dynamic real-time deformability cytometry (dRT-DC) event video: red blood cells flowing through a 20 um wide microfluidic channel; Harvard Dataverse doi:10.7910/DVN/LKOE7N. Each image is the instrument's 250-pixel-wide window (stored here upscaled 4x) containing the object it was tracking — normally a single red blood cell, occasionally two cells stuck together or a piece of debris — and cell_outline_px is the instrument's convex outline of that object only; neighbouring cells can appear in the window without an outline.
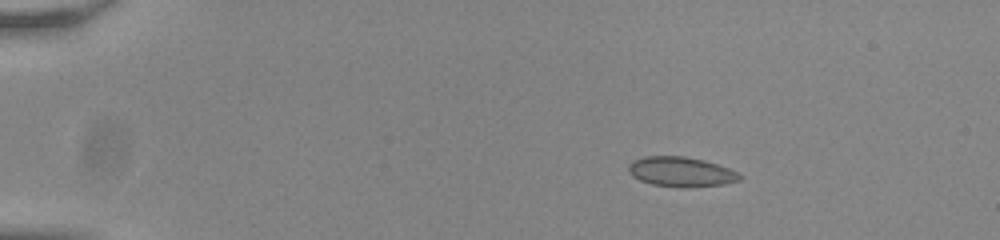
{"species": "common noctule bat (a hibernating species)", "species_latin": "Nyctalus noctula", "temperature_condition": "room temperature", "stored_images_in_passage": 46, "camera_frame_rate_fps": 3000, "um_per_image_px": 0.085, "animal": {"sex": "male", "body_mass_g": 20.0, "forearm_length_mm": 53.3}, "frame": {"image": 1, "passage_image": 1, "time_ms": 0.0, "image_size_px": [1000, 240], "cell_outline_px": [[744, 176], [740, 180], [724, 184], [680, 188], [652, 184], [640, 180], [632, 176], [628, 172], [628, 164], [632, 160], [644, 156], [684, 156], [704, 160], [740, 172]], "centroid_in_image_um": [57.88, 14.6], "position_along_channel_um": 27.1, "area_um2": 19.54}}
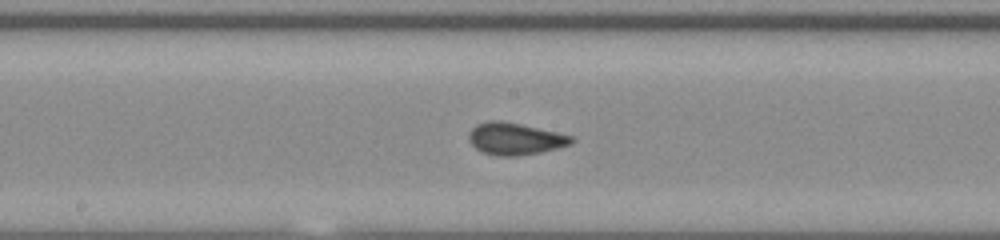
{"frame": {"image": 2, "passage_image": 22, "time_ms": 7.0, "image_size_px": [1000, 240], "cell_outline_px": [[576, 140], [572, 144], [560, 148], [520, 156], [496, 156], [484, 152], [476, 148], [468, 140], [468, 132], [476, 124], [488, 120], [500, 120], [520, 124], [576, 136]], "centroid_in_image_um": [43.82, 11.79], "position_along_channel_um": 204.4, "area_um2": 19.48}}
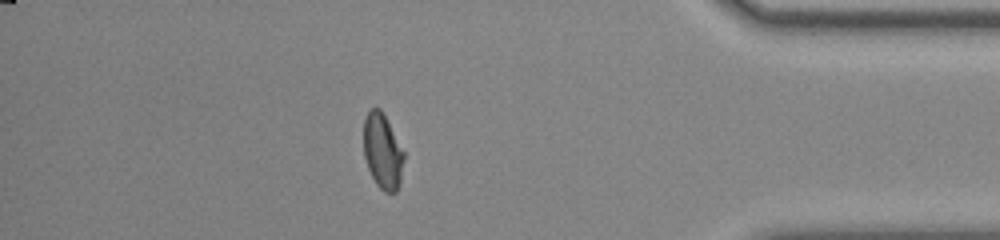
{"frame": {"image": 3, "passage_image": 40, "time_ms": 13.0, "image_size_px": [1000, 240], "cell_outline_px": [[404, 160], [400, 184], [396, 192], [384, 192], [376, 184], [368, 168], [364, 156], [364, 116], [372, 108], [380, 108], [404, 152]], "centroid_in_image_um": [32.52, 12.89], "position_along_channel_um": 402.7, "area_um2": 17.51}, "authors_computed_cell_mechanics": {"area_um2": 18.785, "velocity_mm_per_s": 3.8162, "shape_relaxation_time_tau1_ms": null, "shape_relaxation_time_tau2_ms": 0.8818, "deformation_change_tau1": null, "deformation_change_tau2": 0.0351}}